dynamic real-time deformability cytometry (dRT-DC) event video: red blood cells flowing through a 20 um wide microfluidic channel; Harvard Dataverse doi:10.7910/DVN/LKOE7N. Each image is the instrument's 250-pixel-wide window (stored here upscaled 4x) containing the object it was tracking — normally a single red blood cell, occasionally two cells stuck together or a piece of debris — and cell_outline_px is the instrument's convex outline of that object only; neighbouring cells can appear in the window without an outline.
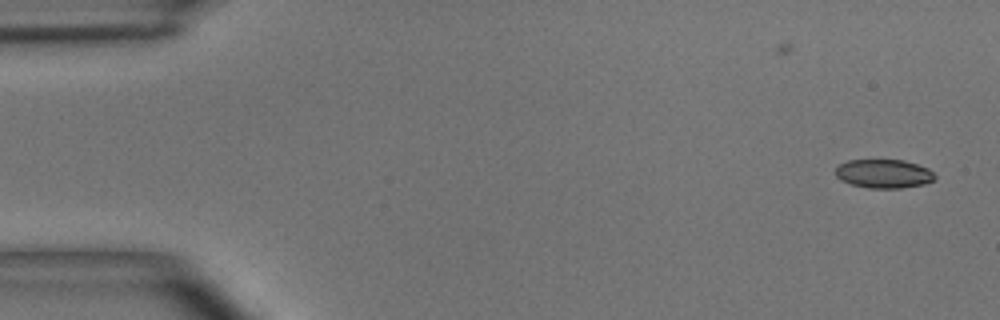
{"species": "common noctule bat (a hibernating species)", "species_latin": "Nyctalus noctula", "temperature_condition": "room temperature", "stored_images_in_passage": 2, "camera_frame_rate_fps": 3000, "um_per_image_px": 0.085, "animal": {"sex": "male", "body_mass_g": 15.6}, "frame": {"image": 1, "passage_image": 2, "time_ms": 1.0, "image_size_px": [1000, 320], "cell_outline_px": [[936, 180], [924, 184], [900, 188], [868, 188], [852, 184], [840, 180], [836, 176], [836, 168], [840, 164], [848, 160], [904, 160], [928, 168], [936, 176]], "centroid_in_image_um": [75.13, 14.77], "position_along_channel_um": 9.9, "area_um2": 16.65}}